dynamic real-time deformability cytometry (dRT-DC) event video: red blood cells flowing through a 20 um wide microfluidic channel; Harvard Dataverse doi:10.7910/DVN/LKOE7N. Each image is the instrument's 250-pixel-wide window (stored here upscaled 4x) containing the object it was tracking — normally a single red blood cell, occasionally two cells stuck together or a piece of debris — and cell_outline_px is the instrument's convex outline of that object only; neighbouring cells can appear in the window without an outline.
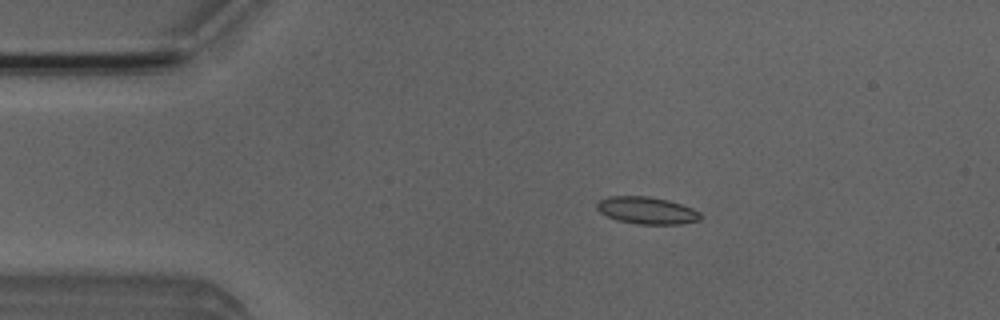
{"species": "Egyptian fruit bat (a non-hibernating species)", "species_latin": "Rousettus aegyptiacus", "temperature_condition": "room temperature", "stored_images_in_passage": 3, "camera_frame_rate_fps": 3000, "um_per_image_px": 0.085, "animal": {"sex": "male"}, "frame": {"image": 1, "passage_image": 2, "time_ms": 1.333, "image_size_px": [1000, 320], "cell_outline_px": [[700, 220], [680, 224], [636, 224], [616, 220], [600, 212], [596, 208], [596, 204], [600, 200], [608, 196], [648, 196], [668, 200], [692, 208], [700, 212]], "centroid_in_image_um": [54.96, 17.89], "position_along_channel_um": 30.0, "area_um2": 16.36}}